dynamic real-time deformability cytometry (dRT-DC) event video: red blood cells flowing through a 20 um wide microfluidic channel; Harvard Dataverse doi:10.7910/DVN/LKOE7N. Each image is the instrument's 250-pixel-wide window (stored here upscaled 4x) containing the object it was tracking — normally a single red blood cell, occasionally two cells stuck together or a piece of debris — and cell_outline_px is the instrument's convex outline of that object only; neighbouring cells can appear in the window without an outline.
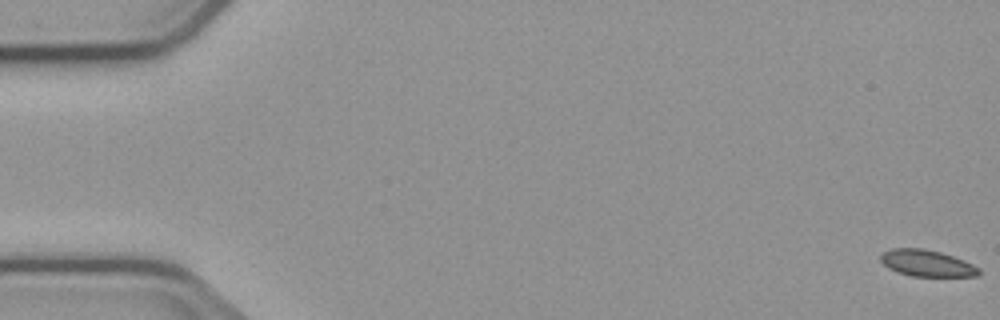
{"species": "common noctule bat (a hibernating species)", "species_latin": "Nyctalus noctula", "temperature_condition": "cold", "stored_images_in_passage": 57, "camera_frame_rate_fps": 3000, "um_per_image_px": 0.085, "animal": {"sex": "male", "body_mass_g": 23.1, "forearm_length_mm": 52.7}, "frame": {"image": 1, "passage_image": 1, "time_ms": 0.0, "image_size_px": [1000, 320], "cell_outline_px": [[980, 272], [976, 276], [912, 276], [896, 272], [888, 268], [880, 260], [880, 256], [884, 252], [892, 248], [924, 248], [940, 252], [964, 260], [980, 268]], "centroid_in_image_um": [78.77, 22.37], "position_along_channel_um": 6.2, "area_um2": 15.14}}
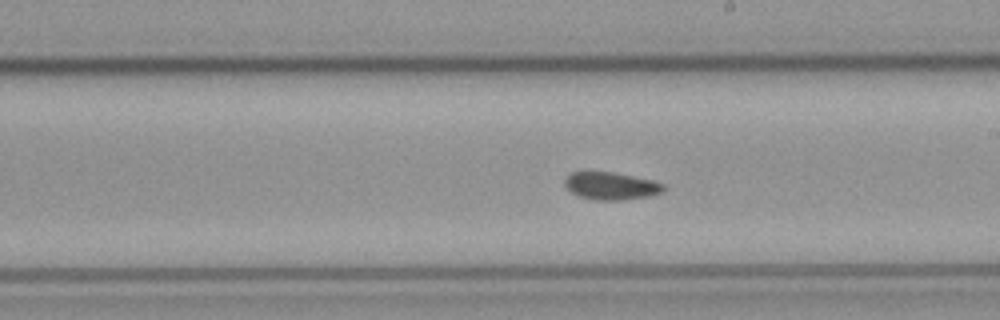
{"frame": {"image": 2, "passage_image": 32, "time_ms": 10.333, "image_size_px": [1000, 320], "cell_outline_px": [[664, 192], [648, 196], [620, 200], [596, 200], [580, 196], [572, 192], [564, 184], [564, 180], [572, 172], [612, 172], [652, 180], [664, 184]], "centroid_in_image_um": [51.95, 15.8], "position_along_channel_um": 237.0, "area_um2": 15.61}}
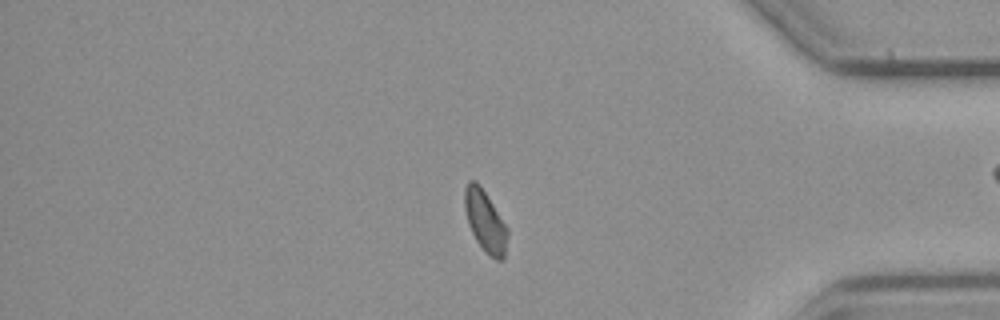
{"frame": {"image": 3, "passage_image": 47, "time_ms": 15.333, "image_size_px": [1000, 320], "cell_outline_px": [[508, 236], [504, 260], [496, 260], [484, 252], [476, 240], [468, 224], [464, 208], [464, 188], [468, 180], [476, 180], [480, 184], [508, 228]], "centroid_in_image_um": [41.24, 18.8], "position_along_channel_um": 394.0, "area_um2": 15.61}, "authors_computed_cell_mechanics": {"area_um2": 15.9528, "velocity_mm_per_s": 3.73, "shape_relaxation_time_tau1_ms": null, "shape_relaxation_time_tau2_ms": 6.949, "deformation_change_tau1": null, "deformation_change_tau2": 0.108}}